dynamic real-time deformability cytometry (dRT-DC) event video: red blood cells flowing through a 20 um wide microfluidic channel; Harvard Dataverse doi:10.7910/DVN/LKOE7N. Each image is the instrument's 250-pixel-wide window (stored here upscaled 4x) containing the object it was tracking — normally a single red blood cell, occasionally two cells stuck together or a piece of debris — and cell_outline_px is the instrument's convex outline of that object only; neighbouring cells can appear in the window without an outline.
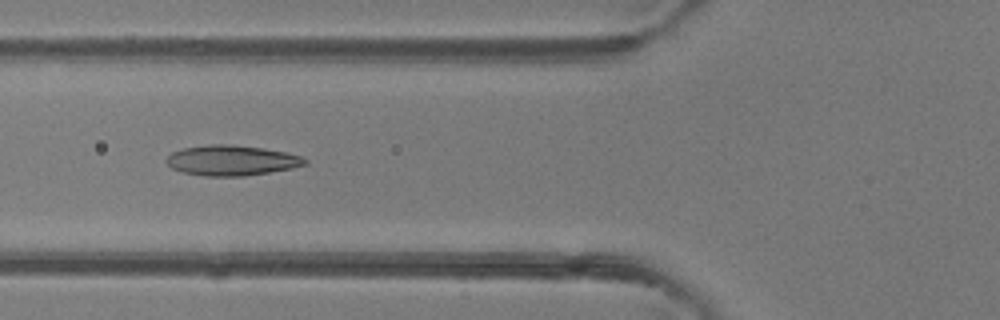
{"species": "common noctule bat (a hibernating species)", "species_latin": "Nyctalus noctula", "temperature_condition": "room temperature", "stored_images_in_passage": 5, "camera_frame_rate_fps": 3000, "um_per_image_px": 0.085, "animal": {"sex": "female"}, "frame": {"image": 1, "passage_image": 5, "time_ms": 1.333, "image_size_px": [1000, 320], "cell_outline_px": [[308, 164], [292, 168], [244, 176], [204, 176], [184, 172], [172, 168], [164, 160], [172, 152], [184, 148], [208, 144], [232, 144], [264, 148], [304, 156], [308, 160]], "centroid_in_image_um": [19.71, 13.62], "position_along_channel_um": 106.1, "area_um2": 24.51}}